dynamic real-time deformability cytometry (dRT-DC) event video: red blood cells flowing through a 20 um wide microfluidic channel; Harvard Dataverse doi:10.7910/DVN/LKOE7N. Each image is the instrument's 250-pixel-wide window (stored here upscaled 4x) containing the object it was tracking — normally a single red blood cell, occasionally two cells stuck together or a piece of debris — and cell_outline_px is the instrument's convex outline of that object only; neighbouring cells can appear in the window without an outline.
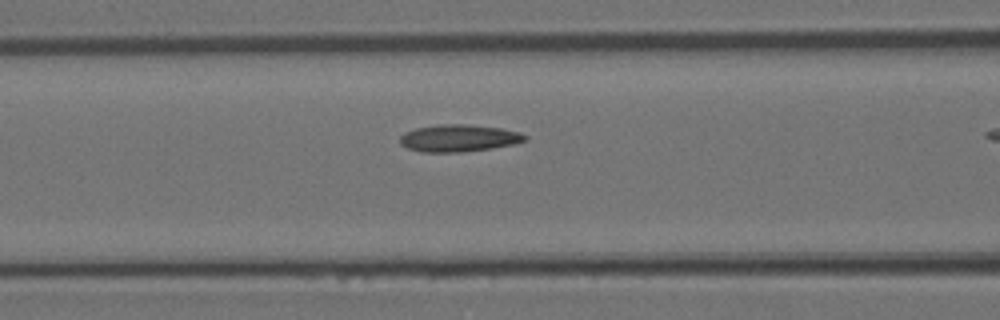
{"species": "Egyptian fruit bat (a non-hibernating species)", "species_latin": "Rousettus aegyptiacus", "temperature_condition": "room temperature", "stored_images_in_passage": 23, "camera_frame_rate_fps": 3000, "um_per_image_px": 0.085, "animal": {"sex": "female"}, "frame": {"image": 1, "passage_image": 5, "time_ms": 1.333, "image_size_px": [1000, 320], "cell_outline_px": [[528, 140], [512, 144], [492, 148], [460, 152], [420, 152], [408, 148], [400, 144], [400, 136], [404, 132], [416, 128], [436, 124], [464, 124], [500, 128], [520, 132], [528, 136]], "centroid_in_image_um": [38.98, 11.74], "position_along_channel_um": 127.6, "area_um2": 19.83}}
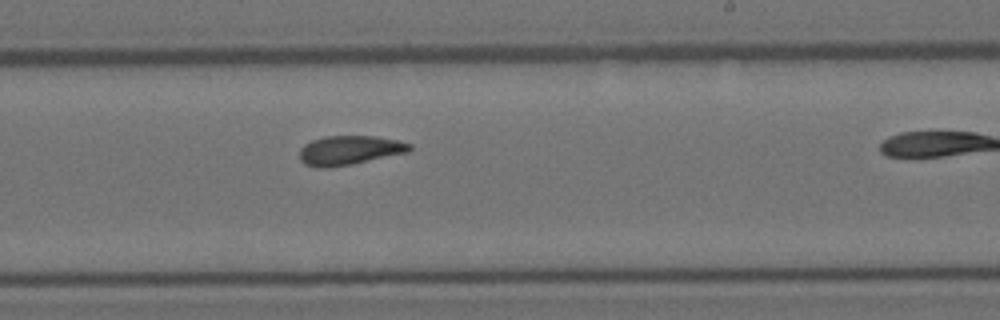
{"frame": {"image": 2, "passage_image": 14, "time_ms": 4.333, "image_size_px": [1000, 320], "cell_outline_px": [[412, 148], [408, 152], [352, 164], [328, 168], [316, 168], [304, 164], [300, 160], [300, 148], [304, 144], [312, 140], [324, 136], [376, 136], [396, 140], [412, 144]], "centroid_in_image_um": [29.67, 12.77], "position_along_channel_um": 259.3, "area_um2": 18.84}}
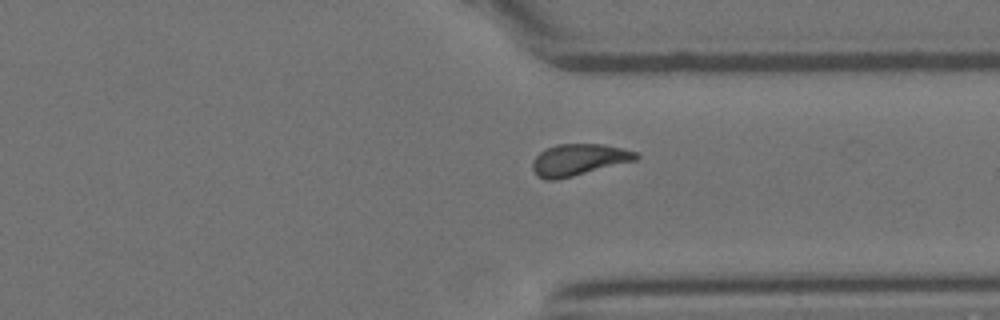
{"frame": {"image": 3, "passage_image": 21, "time_ms": 6.667, "image_size_px": [1000, 320], "cell_outline_px": [[640, 156], [636, 160], [556, 180], [544, 180], [536, 176], [532, 168], [532, 160], [540, 152], [556, 144], [604, 144], [624, 148], [636, 152]], "centroid_in_image_um": [49.17, 13.58], "position_along_channel_um": 362.2, "area_um2": 19.07}}